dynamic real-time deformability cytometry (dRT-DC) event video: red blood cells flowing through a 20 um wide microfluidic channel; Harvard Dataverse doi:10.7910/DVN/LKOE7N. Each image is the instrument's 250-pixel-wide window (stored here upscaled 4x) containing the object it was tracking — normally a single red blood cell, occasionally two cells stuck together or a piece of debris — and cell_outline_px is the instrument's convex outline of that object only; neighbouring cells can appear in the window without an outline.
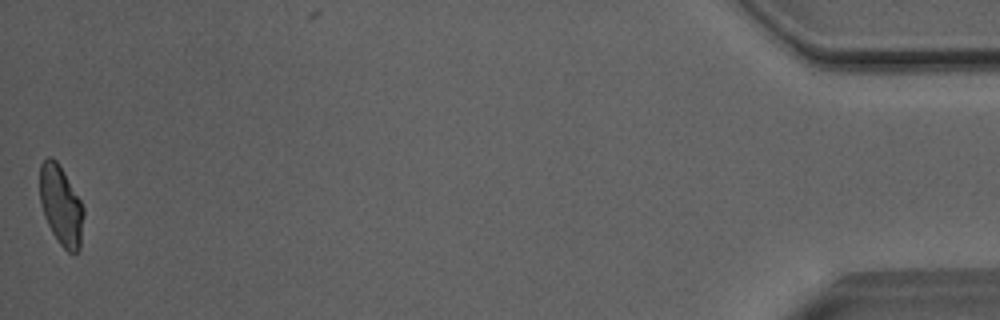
{"species": "Egyptian fruit bat (a non-hibernating species)", "species_latin": "Rousettus aegyptiacus", "temperature_condition": "room temperature", "stored_images_in_passage": 47, "camera_frame_rate_fps": 3000, "um_per_image_px": 0.085, "animal": {"sex": "male"}, "frame": {"image": 1, "passage_image": 47, "time_ms": 15.333, "image_size_px": [1000, 320], "cell_outline_px": [[84, 216], [80, 248], [76, 252], [68, 252], [60, 244], [52, 232], [44, 216], [40, 204], [40, 164], [48, 156], [52, 156], [56, 160], [64, 172], [80, 200], [84, 208]], "centroid_in_image_um": [5.18, 17.46], "position_along_channel_um": 430.0, "area_um2": 20.29}, "authors_computed_cell_mechanics": {"area_um2": 21.6172, "velocity_mm_per_s": 4.0628, "shape_relaxation_time_tau1_ms": null, "shape_relaxation_time_tau2_ms": 2.1381, "deformation_change_tau1": null, "deformation_change_tau2": 0.0903}}